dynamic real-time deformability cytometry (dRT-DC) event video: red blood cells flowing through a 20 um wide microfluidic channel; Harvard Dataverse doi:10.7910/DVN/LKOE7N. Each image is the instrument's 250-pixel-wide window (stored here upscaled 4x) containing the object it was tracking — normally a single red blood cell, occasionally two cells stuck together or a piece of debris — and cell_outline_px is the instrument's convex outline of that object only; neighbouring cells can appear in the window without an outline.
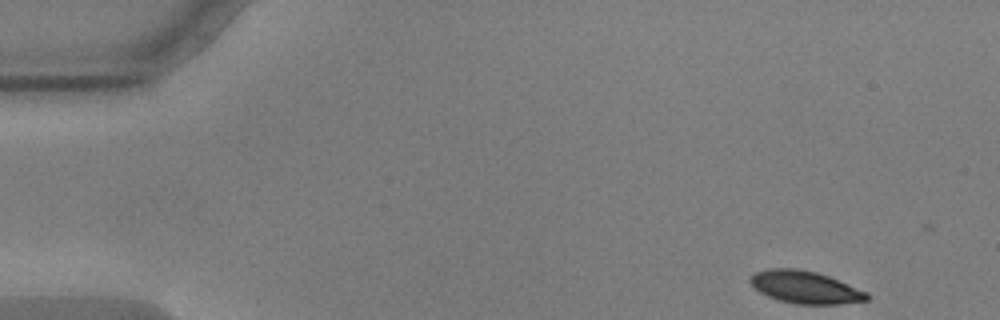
{"species": "common noctule bat (a hibernating species)", "species_latin": "Nyctalus noctula", "temperature_condition": "warm", "stored_images_in_passage": 46, "camera_frame_rate_fps": 3000, "um_per_image_px": 0.085, "animal": {"sex": "male", "body_mass_g": 17.9, "forearm_length_mm": 54.2}, "frame": {"image": 1, "passage_image": 1, "time_ms": 0.0, "image_size_px": [1000, 320], "cell_outline_px": [[872, 296], [868, 300], [840, 304], [796, 304], [776, 300], [760, 292], [748, 280], [748, 276], [756, 272], [768, 268], [796, 268], [816, 272], [828, 276], [868, 292]], "centroid_in_image_um": [68.44, 24.41], "position_along_channel_um": 16.6, "area_um2": 22.2}}
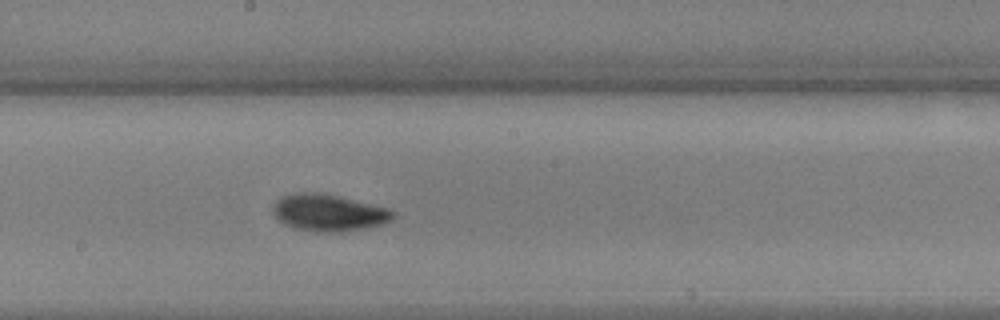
{"frame": {"image": 2, "passage_image": 27, "time_ms": 8.667, "image_size_px": [1000, 320], "cell_outline_px": [[396, 212], [392, 220], [380, 224], [364, 228], [344, 232], [312, 232], [292, 228], [284, 224], [272, 212], [272, 208], [276, 200], [280, 196], [296, 192], [316, 192], [336, 196], [388, 208]], "centroid_in_image_um": [27.88, 18.09], "position_along_channel_um": 220.3, "area_um2": 25.84}}
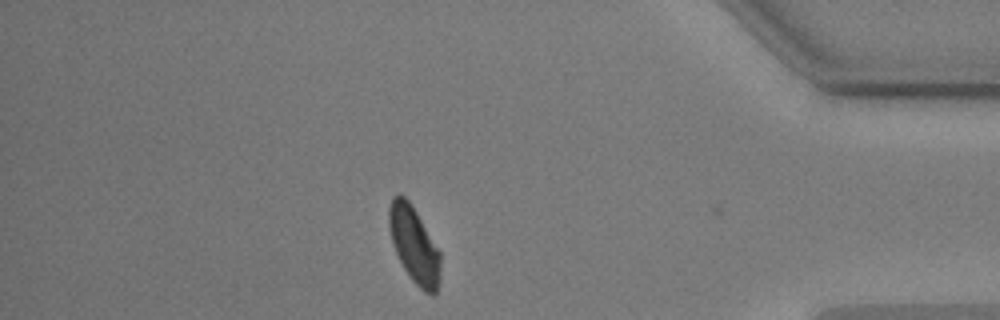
{"frame": {"image": 3, "passage_image": 45, "time_ms": 14.667, "image_size_px": [1000, 320], "cell_outline_px": [[440, 280], [436, 292], [432, 296], [424, 292], [408, 276], [396, 252], [388, 228], [388, 208], [392, 196], [400, 192], [408, 200], [416, 212], [440, 252]], "centroid_in_image_um": [35.19, 20.81], "position_along_channel_um": 400.0, "area_um2": 22.83}, "authors_computed_cell_mechanics": {"area_um2": 23.6113, "velocity_mm_per_s": 3.5833, "shape_relaxation_time_tau1_ms": 2.4501, "shape_relaxation_time_tau2_ms": 3.0995, "deformation_change_tau1": 0.1181, "deformation_change_tau2": 0.0555}}